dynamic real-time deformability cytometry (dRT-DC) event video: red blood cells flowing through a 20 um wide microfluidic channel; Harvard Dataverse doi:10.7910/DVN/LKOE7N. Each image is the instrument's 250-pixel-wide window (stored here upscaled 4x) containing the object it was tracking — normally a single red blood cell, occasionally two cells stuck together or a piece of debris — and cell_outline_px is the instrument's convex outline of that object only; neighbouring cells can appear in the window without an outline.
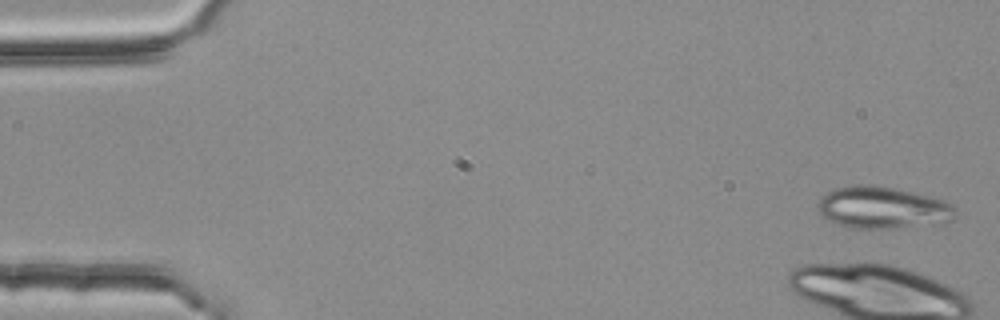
{"species": "common noctule bat (a hibernating species)", "species_latin": "Nyctalus noctula", "temperature_condition": "room temperature", "stored_images_in_passage": 2, "camera_frame_rate_fps": 3000, "um_per_image_px": 0.085, "animal": {"sex": "female", "body_mass_g": 25.1}, "frame": {"image": 1, "passage_image": 1, "time_ms": 0.0, "image_size_px": [1000, 320], "cell_outline_px": [[956, 216], [952, 220], [944, 224], [900, 228], [848, 228], [824, 216], [820, 212], [820, 196], [824, 192], [832, 188], [852, 184], [876, 184], [932, 196], [944, 200], [952, 204], [956, 212]], "centroid_in_image_um": [75.09, 17.63], "position_along_channel_um": 9.9, "area_um2": 34.22}}